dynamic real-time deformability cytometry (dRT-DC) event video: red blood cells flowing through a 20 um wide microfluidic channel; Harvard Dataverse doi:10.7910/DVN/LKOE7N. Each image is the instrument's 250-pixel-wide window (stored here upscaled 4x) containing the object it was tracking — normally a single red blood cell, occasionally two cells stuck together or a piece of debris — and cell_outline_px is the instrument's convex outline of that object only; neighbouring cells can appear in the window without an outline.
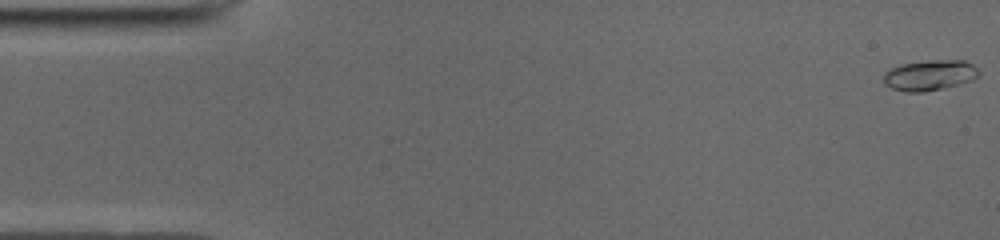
{"species": "common noctule bat (a hibernating species)", "species_latin": "Nyctalus noctula", "temperature_condition": "cold", "stored_images_in_passage": 48, "camera_frame_rate_fps": 3000, "um_per_image_px": 0.085, "animal": {"sex": "male", "body_mass_g": 19.0, "forearm_length_mm": 50.8}, "frame": {"image": 1, "passage_image": 1, "time_ms": 0.0, "image_size_px": [1000, 240], "cell_outline_px": [[980, 72], [972, 80], [960, 84], [924, 92], [904, 92], [892, 88], [884, 84], [884, 72], [900, 64], [928, 60], [964, 60], [972, 64]], "centroid_in_image_um": [79.0, 6.39], "position_along_channel_um": 6.0, "area_um2": 16.94}}
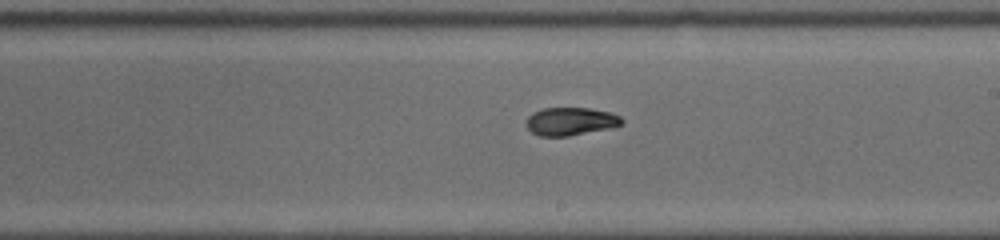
{"frame": {"image": 2, "passage_image": 29, "time_ms": 9.333, "image_size_px": [1000, 240], "cell_outline_px": [[624, 120], [620, 124], [608, 128], [568, 136], [540, 136], [532, 132], [528, 128], [528, 116], [532, 112], [544, 108], [588, 108], [608, 112], [620, 116]], "centroid_in_image_um": [48.48, 10.31], "position_along_channel_um": 240.5, "area_um2": 15.26}}
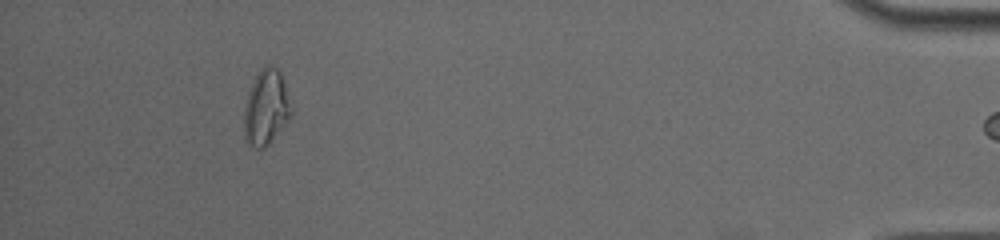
{"frame": {"image": 3, "passage_image": 47, "time_ms": 15.333, "image_size_px": [1000, 240], "cell_outline_px": [[292, 116], [268, 144], [264, 148], [256, 148], [248, 144], [244, 140], [244, 108], [248, 92], [256, 76], [264, 64], [268, 64], [276, 68], [280, 72], [284, 84], [292, 112]], "centroid_in_image_um": [22.6, 9.16], "position_along_channel_um": 412.6, "area_um2": 20.46}, "authors_computed_cell_mechanics": {"area_um2": 15.895, "velocity_mm_per_s": 3.9565, "shape_relaxation_time_tau1_ms": null, "shape_relaxation_time_tau2_ms": 2.4482, "deformation_change_tau1": null, "deformation_change_tau2": 0.0666}}